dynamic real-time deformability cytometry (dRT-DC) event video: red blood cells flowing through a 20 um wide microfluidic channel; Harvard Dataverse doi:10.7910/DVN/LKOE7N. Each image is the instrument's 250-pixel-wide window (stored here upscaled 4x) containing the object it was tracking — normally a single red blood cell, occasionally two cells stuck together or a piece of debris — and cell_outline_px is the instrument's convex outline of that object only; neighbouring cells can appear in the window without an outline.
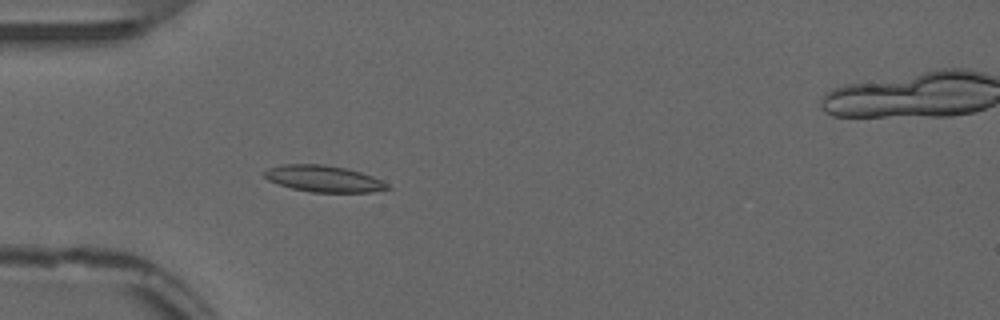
{"species": "common noctule bat (a hibernating species)", "species_latin": "Nyctalus noctula", "temperature_condition": "warm", "stored_images_in_passage": 41, "camera_frame_rate_fps": 3000, "um_per_image_px": 0.085, "animal": {"sex": "male", "forearm_length_mm": 52.5}, "frame": {"image": 1, "passage_image": 3, "time_ms": 0.667, "image_size_px": [1000, 320], "cell_outline_px": [[392, 188], [372, 192], [312, 192], [292, 188], [268, 180], [264, 176], [264, 172], [268, 168], [284, 164], [324, 164], [344, 168], [360, 172], [372, 176], [388, 184]], "centroid_in_image_um": [27.52, 15.19], "position_along_channel_um": 57.5, "area_um2": 18.79}}
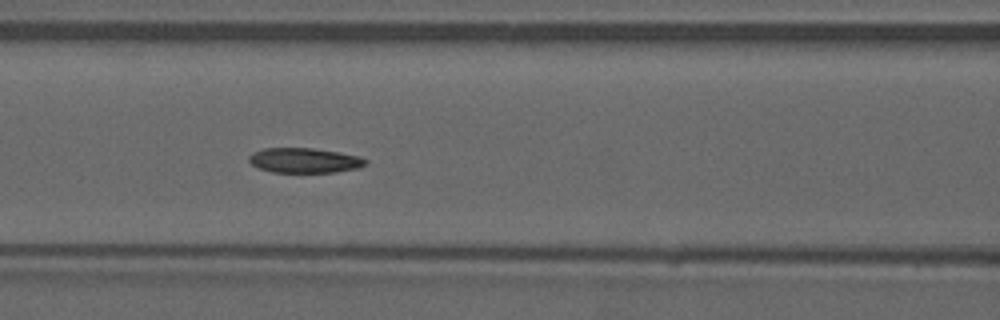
{"frame": {"image": 2, "passage_image": 10, "time_ms": 3.0, "image_size_px": [1000, 320], "cell_outline_px": [[368, 164], [360, 168], [336, 172], [272, 172], [256, 168], [248, 160], [248, 156], [252, 152], [264, 148], [312, 148], [360, 156], [368, 160]], "centroid_in_image_um": [25.88, 13.64], "position_along_channel_um": 140.7, "area_um2": 17.11}}
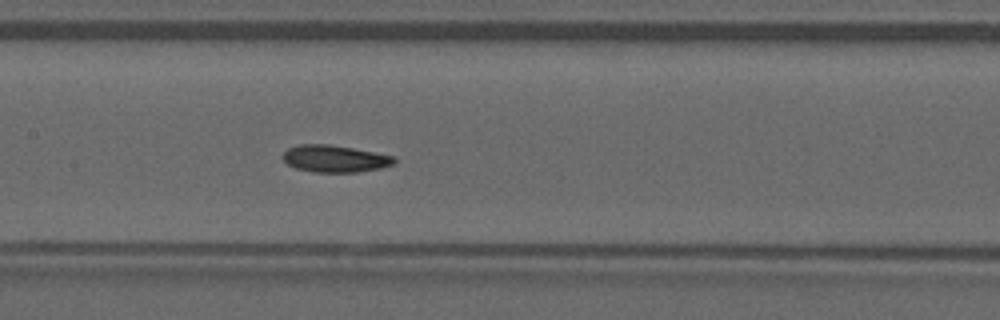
{"frame": {"image": 3, "passage_image": 13, "time_ms": 4.0, "image_size_px": [1000, 320], "cell_outline_px": [[396, 160], [392, 164], [380, 168], [356, 172], [312, 172], [296, 168], [288, 164], [284, 160], [284, 152], [288, 148], [300, 144], [328, 144], [352, 148], [396, 156]], "centroid_in_image_um": [28.46, 13.48], "position_along_channel_um": 178.9, "area_um2": 17.4}}